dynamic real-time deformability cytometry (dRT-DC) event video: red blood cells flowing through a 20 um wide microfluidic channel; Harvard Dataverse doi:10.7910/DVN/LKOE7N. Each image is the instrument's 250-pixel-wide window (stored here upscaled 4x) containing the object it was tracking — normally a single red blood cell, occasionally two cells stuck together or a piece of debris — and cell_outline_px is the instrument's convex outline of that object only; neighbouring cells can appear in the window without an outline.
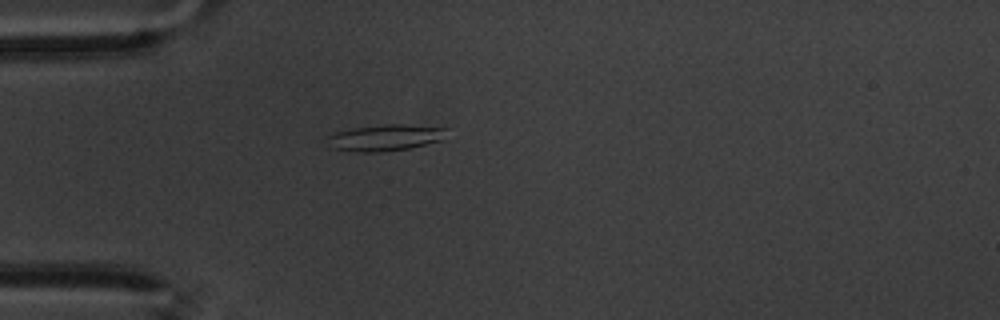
{"species": "common noctule bat (a hibernating species)", "species_latin": "Nyctalus noctula", "temperature_condition": "warm", "stored_images_in_passage": 59, "camera_frame_rate_fps": 3000, "um_per_image_px": 0.085, "animal": {"sex": "male", "body_mass_g": 20.1, "forearm_length_mm": 53.5}, "frame": {"image": 1, "passage_image": 17, "time_ms": 5.333, "image_size_px": [1000, 320], "cell_outline_px": [[448, 128], [440, 140], [408, 148], [380, 152], [360, 152], [332, 148], [328, 136], [336, 132], [352, 128], [388, 124], [404, 124]], "centroid_in_image_um": [32.73, 11.69], "position_along_channel_um": 52.3, "area_um2": 17.86}}
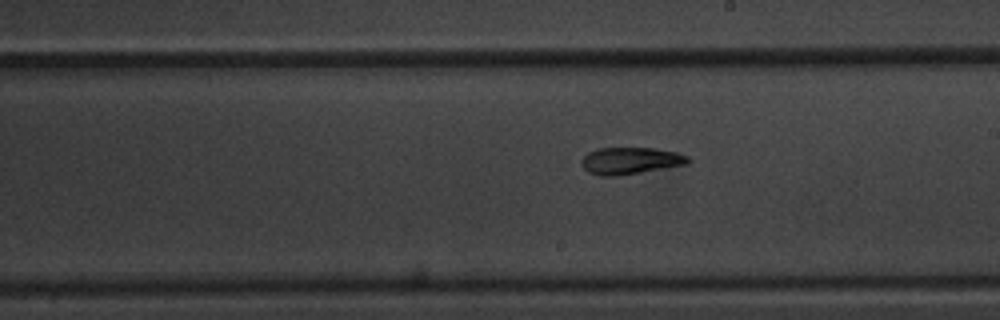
{"frame": {"image": 2, "passage_image": 34, "time_ms": 11.0, "image_size_px": [1000, 320], "cell_outline_px": [[692, 160], [688, 164], [616, 176], [600, 176], [588, 172], [580, 164], [580, 160], [588, 152], [596, 148], [652, 148], [676, 152], [688, 156]], "centroid_in_image_um": [53.56, 13.66], "position_along_channel_um": 235.4, "area_um2": 16.76}}
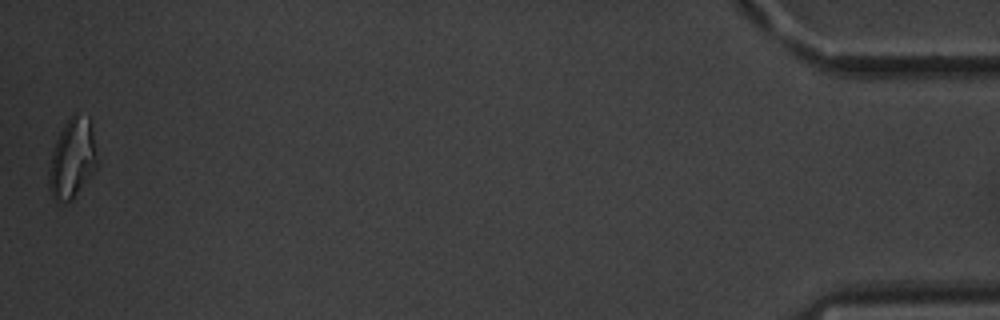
{"frame": {"image": 3, "passage_image": 59, "time_ms": 19.333, "image_size_px": [1000, 320], "cell_outline_px": [[100, 160], [96, 168], [72, 200], [64, 204], [56, 204], [48, 188], [48, 176], [52, 152], [56, 140], [64, 124], [76, 112], [88, 116]], "centroid_in_image_um": [6.15, 13.52], "position_along_channel_um": 429.0, "area_um2": 22.77}, "authors_computed_cell_mechanics": {"area_um2": 17.8602, "velocity_mm_per_s": 3.4054, "shape_relaxation_time_tau1_ms": 5.9418, "shape_relaxation_time_tau2_ms": 3.1212, "deformation_change_tau1": 0.1771, "deformation_change_tau2": 0.0986}}